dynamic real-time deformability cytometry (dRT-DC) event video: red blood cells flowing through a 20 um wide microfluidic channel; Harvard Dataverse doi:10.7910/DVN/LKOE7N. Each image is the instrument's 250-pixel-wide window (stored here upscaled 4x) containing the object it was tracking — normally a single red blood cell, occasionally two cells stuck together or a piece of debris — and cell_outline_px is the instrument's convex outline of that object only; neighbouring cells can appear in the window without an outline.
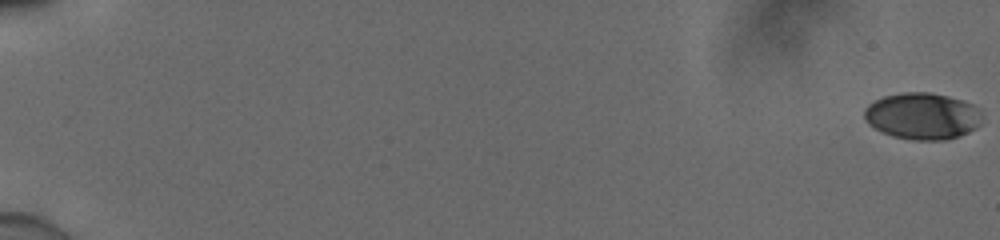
{"species": "human", "species_latin": "Homo sapiens", "temperature_condition": "cold", "stored_images_in_passage": 10, "camera_frame_rate_fps": 3000, "um_per_image_px": 0.085, "donor": {"sex": "male"}, "frame": {"image": 1, "passage_image": 1, "time_ms": 0.0, "image_size_px": [1000, 240], "cell_outline_px": [[980, 124], [976, 128], [960, 136], [948, 140], [912, 140], [892, 136], [868, 124], [864, 116], [864, 108], [868, 104], [884, 96], [904, 92], [928, 92], [948, 96], [972, 104], [980, 112]], "centroid_in_image_um": [78.39, 9.87], "position_along_channel_um": 6.6, "area_um2": 31.91}}
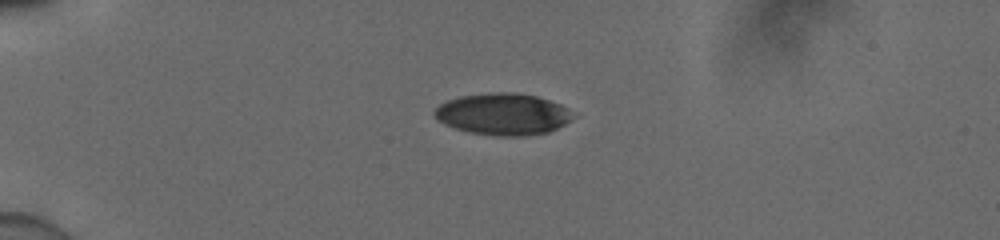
{"frame": {"image": 2, "passage_image": 7, "time_ms": 2.0, "image_size_px": [1000, 240], "cell_outline_px": [[572, 116], [564, 124], [548, 132], [528, 136], [500, 136], [472, 132], [456, 128], [444, 124], [432, 112], [440, 104], [448, 100], [460, 96], [496, 92], [512, 92], [536, 96], [560, 104]], "centroid_in_image_um": [42.71, 9.7], "position_along_channel_um": 42.3, "area_um2": 33.0}}
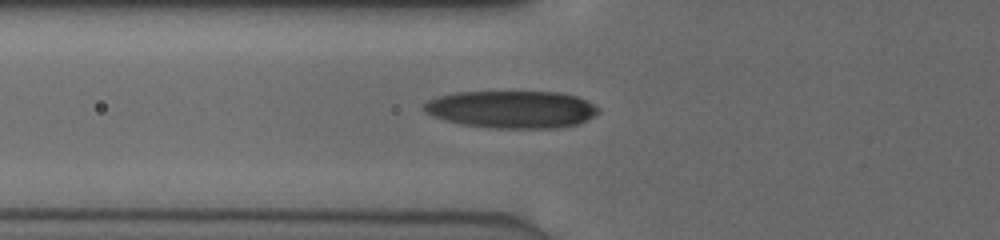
{"frame": {"image": 3, "passage_image": 10, "time_ms": 3.0, "image_size_px": [1000, 240], "cell_outline_px": [[600, 112], [588, 120], [580, 124], [560, 128], [488, 128], [460, 124], [444, 120], [432, 116], [424, 112], [424, 104], [428, 100], [440, 96], [456, 92], [560, 92], [576, 96], [600, 108]], "centroid_in_image_um": [43.51, 9.31], "position_along_channel_um": 82.3, "area_um2": 38.32}}